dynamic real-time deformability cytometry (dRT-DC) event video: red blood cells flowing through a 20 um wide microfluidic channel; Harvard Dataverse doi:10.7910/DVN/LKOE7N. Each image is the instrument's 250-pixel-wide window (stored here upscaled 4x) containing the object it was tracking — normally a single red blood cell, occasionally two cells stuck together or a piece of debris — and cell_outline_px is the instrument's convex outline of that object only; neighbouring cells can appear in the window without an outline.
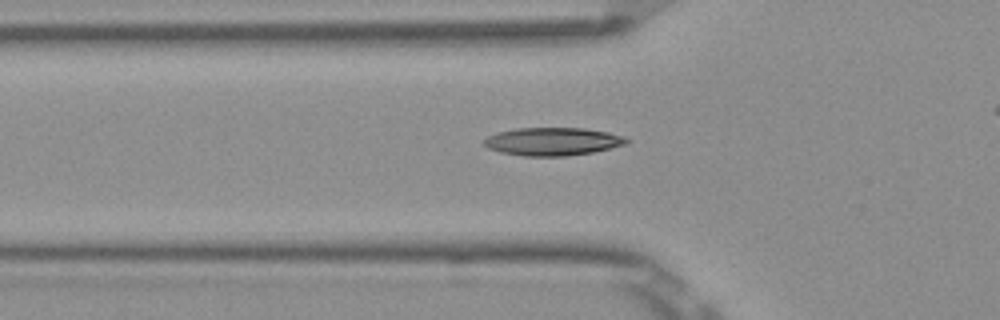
{"species": "Egyptian fruit bat (a non-hibernating species)", "species_latin": "Rousettus aegyptiacus", "temperature_condition": "room temperature", "stored_images_in_passage": 46, "camera_frame_rate_fps": 3000, "um_per_image_px": 0.085, "frame": {"image": 1, "passage_image": 18, "time_ms": 5.667, "image_size_px": [1000, 320], "cell_outline_px": [[632, 140], [628, 144], [592, 152], [564, 156], [524, 156], [500, 152], [488, 148], [484, 144], [484, 140], [488, 136], [496, 132], [516, 128], [584, 128], [608, 132], [624, 136]], "centroid_in_image_um": [47.0, 12.02], "position_along_channel_um": 78.8, "area_um2": 23.35}}
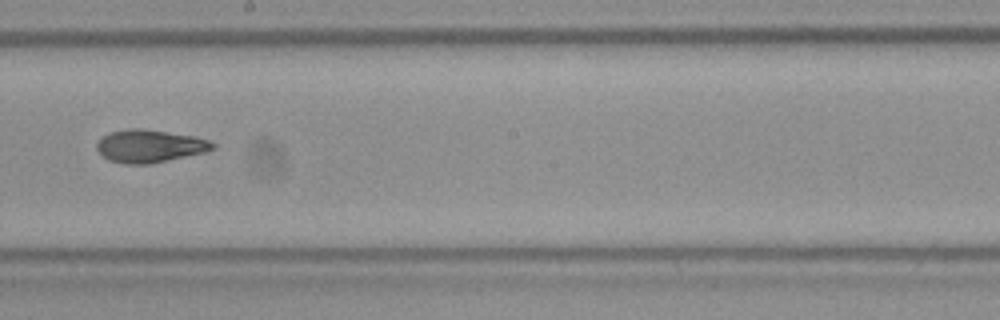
{"frame": {"image": 2, "passage_image": 30, "time_ms": 9.667, "image_size_px": [1000, 320], "cell_outline_px": [[216, 148], [204, 152], [152, 164], [124, 164], [108, 160], [100, 156], [96, 148], [96, 144], [104, 136], [112, 132], [128, 128], [140, 128], [192, 136], [208, 140], [216, 144]], "centroid_in_image_um": [12.69, 12.43], "position_along_channel_um": 235.5, "area_um2": 22.08}}
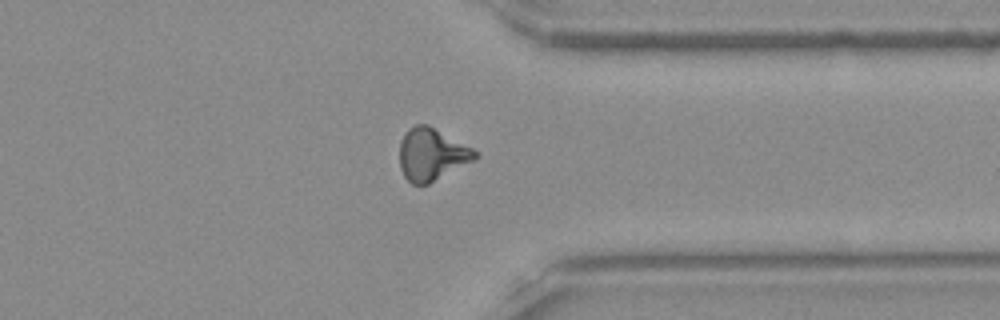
{"frame": {"image": 3, "passage_image": 41, "time_ms": 13.333, "image_size_px": [1000, 320], "cell_outline_px": [[480, 156], [476, 160], [428, 184], [412, 184], [404, 176], [400, 168], [400, 140], [408, 128], [416, 124], [428, 124], [480, 152]], "centroid_in_image_um": [36.72, 13.12], "position_along_channel_um": 374.7, "area_um2": 23.24}}